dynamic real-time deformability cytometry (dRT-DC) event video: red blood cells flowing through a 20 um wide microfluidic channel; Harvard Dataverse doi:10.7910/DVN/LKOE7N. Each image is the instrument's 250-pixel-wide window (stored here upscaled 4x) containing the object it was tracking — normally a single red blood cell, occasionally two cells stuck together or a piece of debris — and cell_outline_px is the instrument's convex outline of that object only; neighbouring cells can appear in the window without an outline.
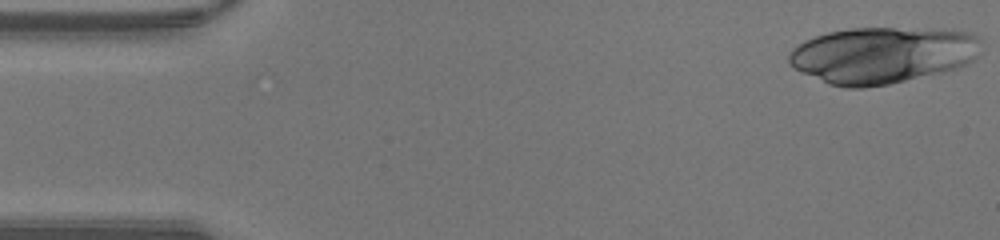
{"species": "human", "species_latin": "Homo sapiens", "temperature_condition": "warm", "stored_images_in_passage": 13, "camera_frame_rate_fps": 3000, "um_per_image_px": 0.085, "donor": {"sex": "male"}, "frame": {"image": 1, "passage_image": 1, "time_ms": 0.0, "image_size_px": [1000, 240], "cell_outline_px": [[980, 52], [972, 60], [956, 68], [940, 72], [888, 84], [864, 88], [848, 88], [828, 84], [792, 68], [788, 64], [788, 56], [792, 48], [804, 40], [828, 32], [852, 28], [952, 28], [972, 32], [980, 36]], "centroid_in_image_um": [75.01, 4.65], "position_along_channel_um": 10.0, "area_um2": 63.93}}
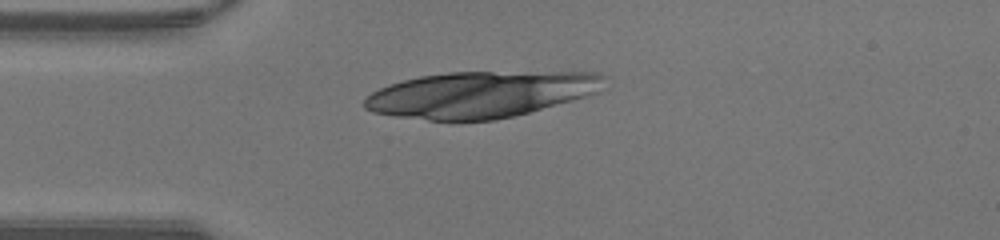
{"frame": {"image": 2, "passage_image": 11, "time_ms": 3.333, "image_size_px": [1000, 240], "cell_outline_px": [[608, 76], [596, 92], [572, 100], [528, 112], [512, 116], [492, 120], [428, 120], [392, 116], [372, 112], [364, 108], [364, 100], [372, 92], [380, 88], [404, 80], [420, 76], [448, 72], [596, 72]], "centroid_in_image_um": [40.82, 8.02], "position_along_channel_um": 44.2, "area_um2": 64.16}}